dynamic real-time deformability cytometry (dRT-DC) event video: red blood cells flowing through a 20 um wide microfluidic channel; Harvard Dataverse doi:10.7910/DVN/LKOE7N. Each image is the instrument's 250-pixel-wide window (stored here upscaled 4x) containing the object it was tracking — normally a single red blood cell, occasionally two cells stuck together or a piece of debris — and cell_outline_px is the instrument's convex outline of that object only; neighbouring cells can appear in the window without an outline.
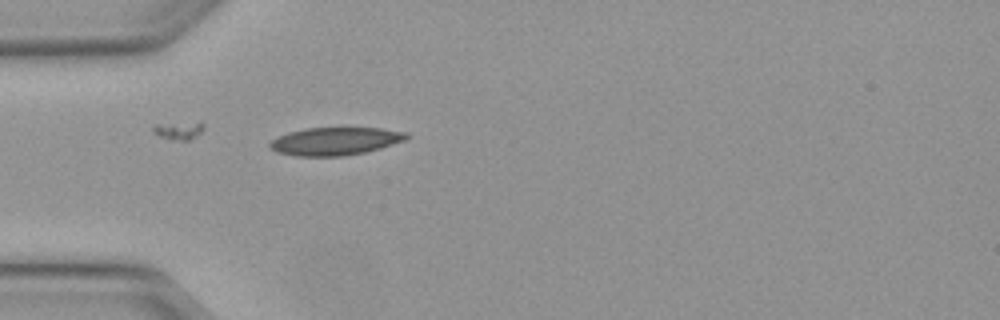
{"species": "Egyptian fruit bat (a non-hibernating species)", "species_latin": "Rousettus aegyptiacus", "temperature_condition": "warm", "stored_images_in_passage": 36, "camera_frame_rate_fps": 3000, "um_per_image_px": 0.085, "animal": {"sex": "female"}, "frame": {"image": 1, "passage_image": 1, "time_ms": 0.0, "image_size_px": [1000, 320], "cell_outline_px": [[408, 136], [404, 140], [380, 148], [364, 152], [344, 156], [296, 156], [276, 152], [268, 148], [268, 144], [272, 140], [288, 132], [308, 128], [380, 128], [408, 132]], "centroid_in_image_um": [28.46, 12.01], "position_along_channel_um": 56.5, "area_um2": 22.08}}
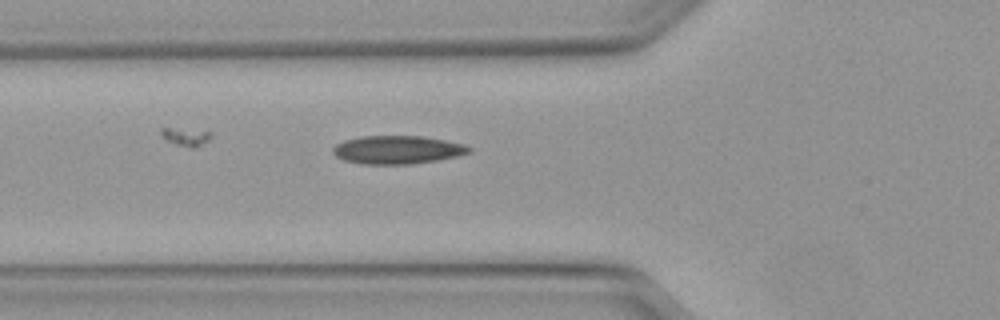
{"frame": {"image": 2, "passage_image": 4, "time_ms": 1.0, "image_size_px": [1000, 320], "cell_outline_px": [[472, 152], [456, 156], [436, 160], [412, 164], [360, 164], [344, 160], [336, 156], [332, 152], [332, 148], [336, 144], [344, 140], [360, 136], [420, 136], [444, 140], [464, 144], [472, 148]], "centroid_in_image_um": [33.75, 12.73], "position_along_channel_um": 92.0, "area_um2": 22.43}}
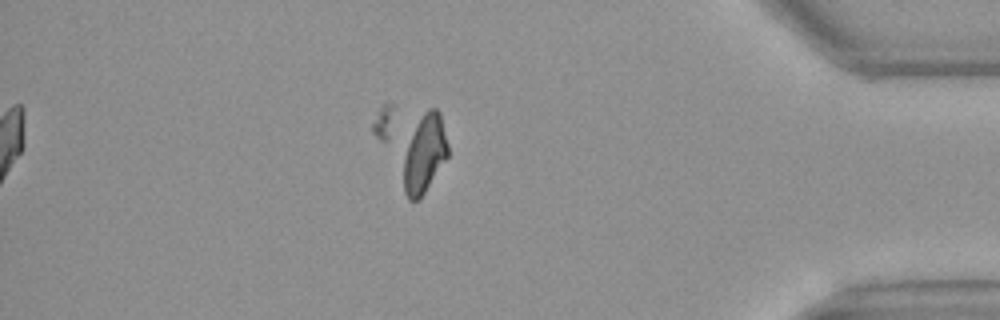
{"frame": {"image": 3, "passage_image": 29, "time_ms": 9.333, "image_size_px": [1000, 320], "cell_outline_px": [[448, 156], [420, 200], [408, 200], [404, 192], [404, 160], [408, 144], [424, 112], [428, 108], [436, 108], [440, 112], [448, 144]], "centroid_in_image_um": [36.11, 13.13], "position_along_channel_um": 399.1, "area_um2": 19.83}}